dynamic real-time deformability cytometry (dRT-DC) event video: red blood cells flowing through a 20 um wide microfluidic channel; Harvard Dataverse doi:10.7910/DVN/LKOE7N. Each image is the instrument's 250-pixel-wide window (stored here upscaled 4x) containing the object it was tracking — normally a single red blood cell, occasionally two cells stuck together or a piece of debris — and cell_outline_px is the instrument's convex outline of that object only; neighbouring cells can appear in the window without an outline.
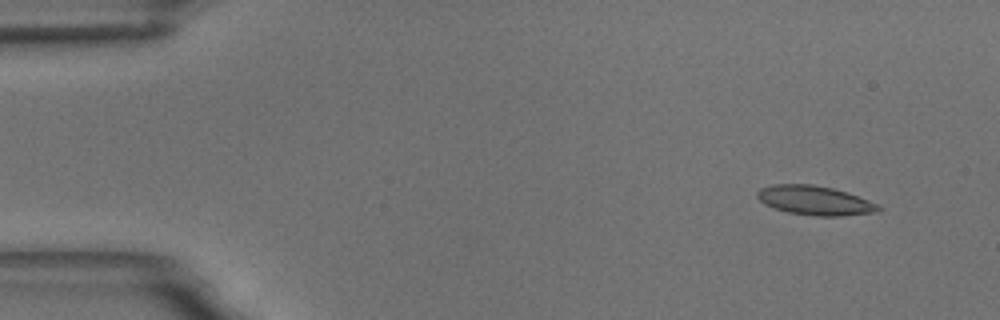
{"species": "common noctule bat (a hibernating species)", "species_latin": "Nyctalus noctula", "temperature_condition": "room temperature", "stored_images_in_passage": 5, "camera_frame_rate_fps": 3000, "um_per_image_px": 0.085, "animal": {"sex": "male", "body_mass_g": 18.8}, "frame": {"image": 1, "passage_image": 1, "time_ms": 0.0, "image_size_px": [1000, 320], "cell_outline_px": [[884, 208], [876, 212], [840, 216], [816, 216], [788, 212], [764, 204], [756, 196], [756, 192], [760, 188], [772, 184], [812, 184], [832, 188], [880, 204]], "centroid_in_image_um": [69.26, 17.04], "position_along_channel_um": 15.7, "area_um2": 20.58}}
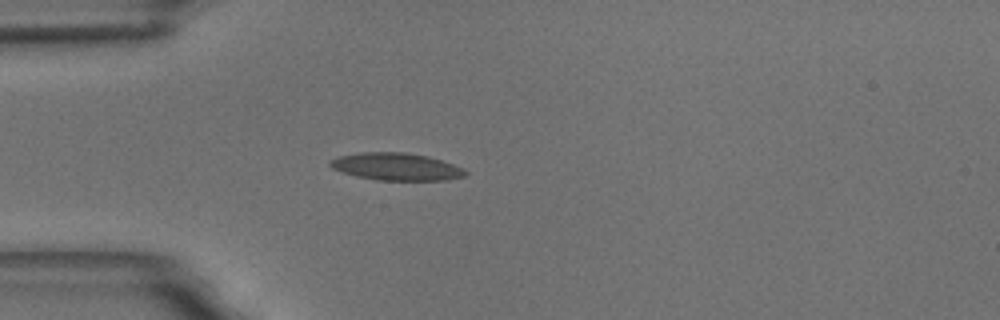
{"frame": {"image": 2, "passage_image": 4, "time_ms": 3.667, "image_size_px": [1000, 320], "cell_outline_px": [[468, 172], [464, 176], [448, 180], [376, 180], [356, 176], [332, 168], [328, 164], [328, 160], [340, 156], [360, 152], [404, 152], [428, 156], [464, 168]], "centroid_in_image_um": [33.68, 14.16], "position_along_channel_um": 51.3, "area_um2": 21.56}}